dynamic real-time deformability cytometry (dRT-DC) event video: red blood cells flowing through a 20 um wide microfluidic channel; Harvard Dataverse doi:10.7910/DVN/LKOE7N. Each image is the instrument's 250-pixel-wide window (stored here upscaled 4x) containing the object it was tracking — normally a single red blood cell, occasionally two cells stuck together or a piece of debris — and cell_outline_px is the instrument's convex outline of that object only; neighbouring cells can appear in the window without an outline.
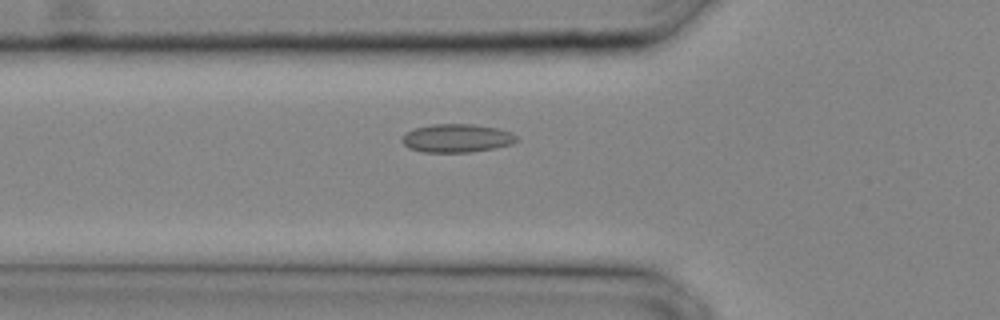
{"species": "common noctule bat (a hibernating species)", "species_latin": "Nyctalus noctula", "temperature_condition": "cold", "stored_images_in_passage": 25, "camera_frame_rate_fps": 3000, "um_per_image_px": 0.085, "animal": {"sex": "male", "body_mass_g": 20.4}, "frame": {"image": 1, "passage_image": 7, "time_ms": 2.0, "image_size_px": [1000, 320], "cell_outline_px": [[520, 140], [512, 144], [492, 148], [468, 152], [424, 152], [408, 148], [400, 140], [400, 136], [412, 128], [432, 124], [472, 124], [496, 128], [508, 132], [516, 136]], "centroid_in_image_um": [38.76, 11.74], "position_along_channel_um": 87.0, "area_um2": 18.96}}
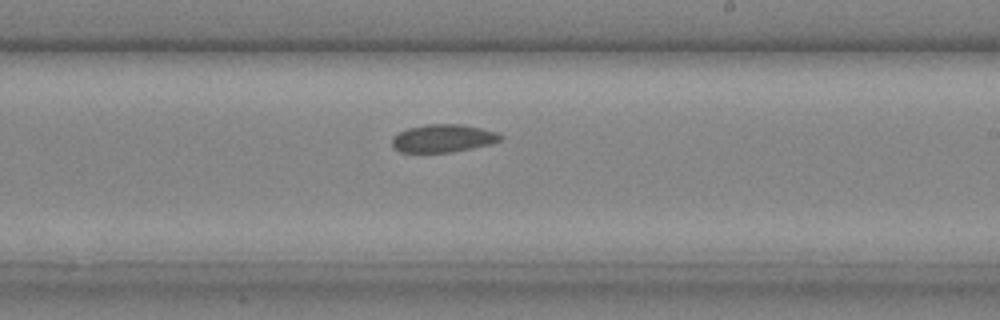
{"frame": {"image": 2, "passage_image": 15, "time_ms": 4.667, "image_size_px": [1000, 320], "cell_outline_px": [[504, 136], [500, 140], [492, 144], [452, 152], [400, 152], [392, 148], [392, 136], [408, 128], [428, 124], [460, 124], [480, 128], [496, 132]], "centroid_in_image_um": [37.65, 11.76], "position_along_channel_um": 251.4, "area_um2": 17.63}}
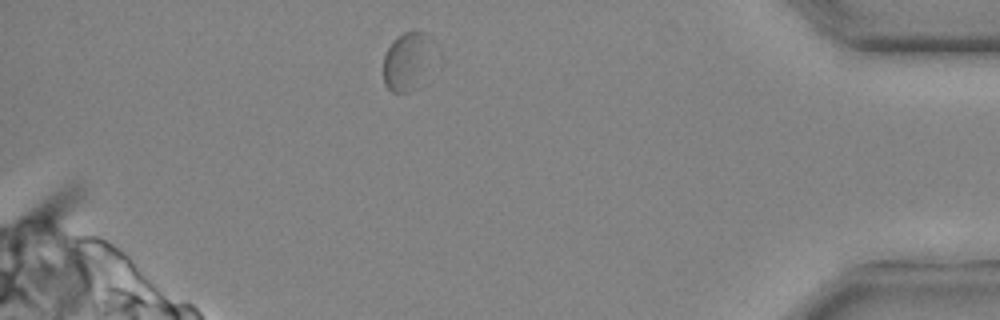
{"frame": {"image": 3, "passage_image": 24, "time_ms": 7.667, "image_size_px": [1000, 320], "cell_outline_px": [[440, 60], [412, 92], [392, 92], [384, 84], [384, 56], [388, 48], [404, 32], [428, 32], [436, 40], [440, 48]], "centroid_in_image_um": [34.86, 5.18], "position_along_channel_um": 400.3, "area_um2": 18.73}}